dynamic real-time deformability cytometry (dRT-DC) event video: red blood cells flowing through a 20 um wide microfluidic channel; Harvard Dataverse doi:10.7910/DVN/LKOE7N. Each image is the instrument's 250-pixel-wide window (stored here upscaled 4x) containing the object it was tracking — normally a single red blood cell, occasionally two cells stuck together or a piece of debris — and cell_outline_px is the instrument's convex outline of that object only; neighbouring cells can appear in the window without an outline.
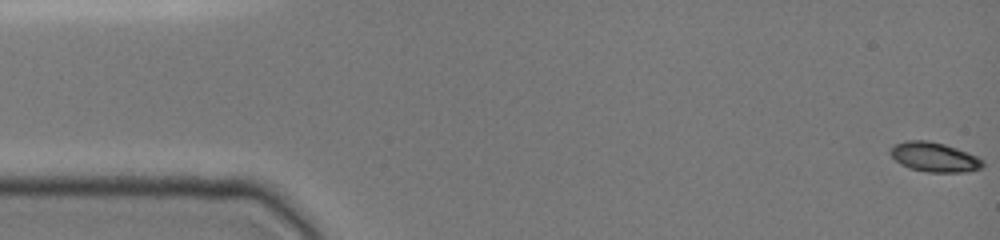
{"species": "common noctule bat (a hibernating species)", "species_latin": "Nyctalus noctula", "temperature_condition": "cold", "stored_images_in_passage": 49, "camera_frame_rate_fps": 3000, "um_per_image_px": 0.085, "animal": {"sex": "female", "body_mass_g": 19.0, "forearm_length_mm": 51.5}, "frame": {"image": 1, "passage_image": 1, "time_ms": 0.0, "image_size_px": [1000, 240], "cell_outline_px": [[984, 164], [980, 168], [968, 172], [928, 172], [912, 168], [900, 164], [888, 152], [896, 144], [904, 140], [928, 140], [944, 144], [968, 152], [984, 160]], "centroid_in_image_um": [79.43, 13.35], "position_along_channel_um": 5.6, "area_um2": 15.84}}
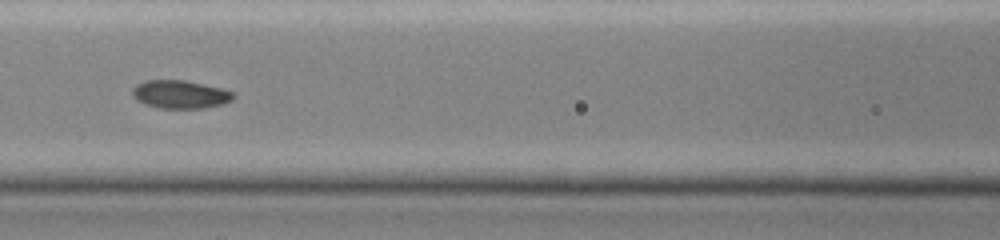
{"frame": {"image": 2, "passage_image": 22, "time_ms": 7.0, "image_size_px": [1000, 240], "cell_outline_px": [[236, 96], [232, 100], [220, 104], [204, 108], [160, 108], [144, 104], [136, 100], [132, 96], [132, 88], [136, 84], [144, 80], [184, 80], [220, 88], [236, 92]], "centroid_in_image_um": [15.29, 8.02], "position_along_channel_um": 151.3, "area_um2": 16.65}}
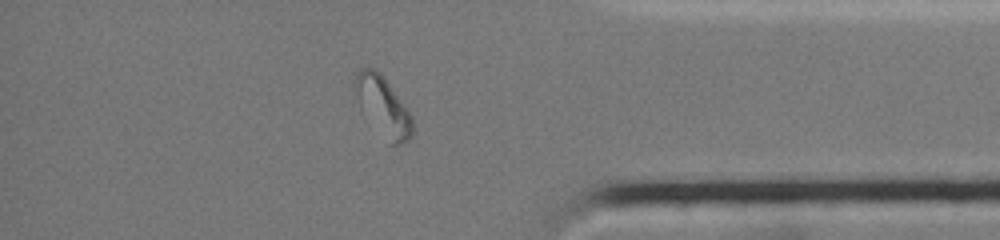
{"frame": {"image": 3, "passage_image": 42, "time_ms": 13.667, "image_size_px": [1000, 240], "cell_outline_px": [[416, 132], [408, 140], [400, 144], [388, 144], [360, 112], [352, 88], [352, 80], [356, 72], [360, 68], [376, 68], [384, 76], [412, 116]], "centroid_in_image_um": [32.5, 9.05], "position_along_channel_um": 402.7, "area_um2": 20.98}, "authors_computed_cell_mechanics": {"area_um2": 16.6464, "velocity_mm_per_s": 3.9191, "shape_relaxation_time_tau1_ms": 7.1928, "shape_relaxation_time_tau2_ms": null, "deformation_change_tau1": 0.2094, "deformation_change_tau2": null}}